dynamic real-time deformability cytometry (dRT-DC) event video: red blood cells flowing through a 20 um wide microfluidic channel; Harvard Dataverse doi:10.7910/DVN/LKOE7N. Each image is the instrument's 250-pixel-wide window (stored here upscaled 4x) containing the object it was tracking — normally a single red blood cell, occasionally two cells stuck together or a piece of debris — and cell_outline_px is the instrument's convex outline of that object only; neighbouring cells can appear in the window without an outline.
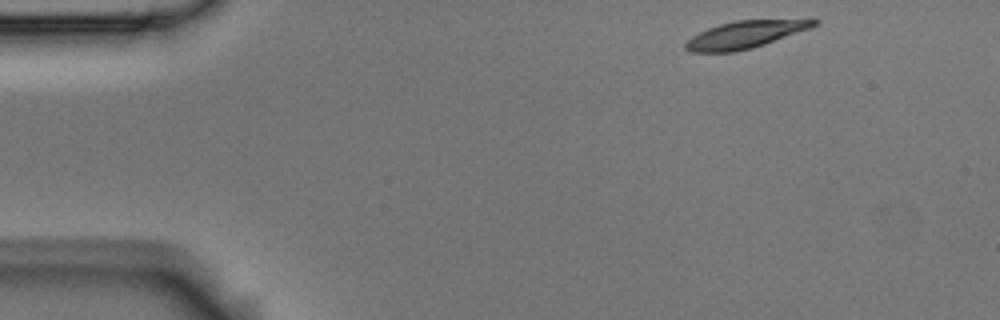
{"species": "Egyptian fruit bat (a non-hibernating species)", "species_latin": "Rousettus aegyptiacus", "temperature_condition": "room temperature", "stored_images_in_passage": 5, "camera_frame_rate_fps": 3000, "um_per_image_px": 0.085, "animal": {"sex": "male"}, "frame": {"image": 1, "passage_image": 1, "time_ms": 0.0, "image_size_px": [1000, 320], "cell_outline_px": [[820, 20], [816, 24], [808, 28], [764, 44], [752, 48], [736, 52], [692, 52], [684, 48], [684, 44], [692, 36], [708, 28], [720, 24], [736, 20], [812, 16]], "centroid_in_image_um": [63.46, 2.88], "position_along_channel_um": 21.5, "area_um2": 21.04}}
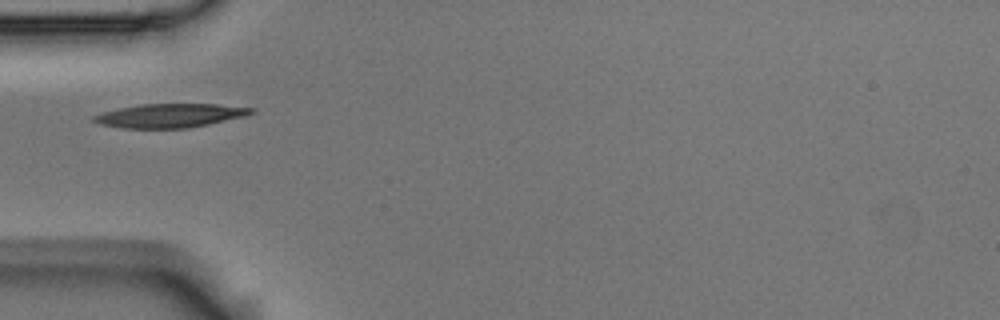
{"frame": {"image": 2, "passage_image": 4, "time_ms": 1.0, "image_size_px": [1000, 320], "cell_outline_px": [[256, 112], [248, 116], [188, 128], [124, 128], [100, 124], [92, 120], [92, 116], [104, 112], [120, 108], [140, 104], [216, 104], [256, 108]], "centroid_in_image_um": [14.52, 9.82], "position_along_channel_um": 70.5, "area_um2": 21.91}}
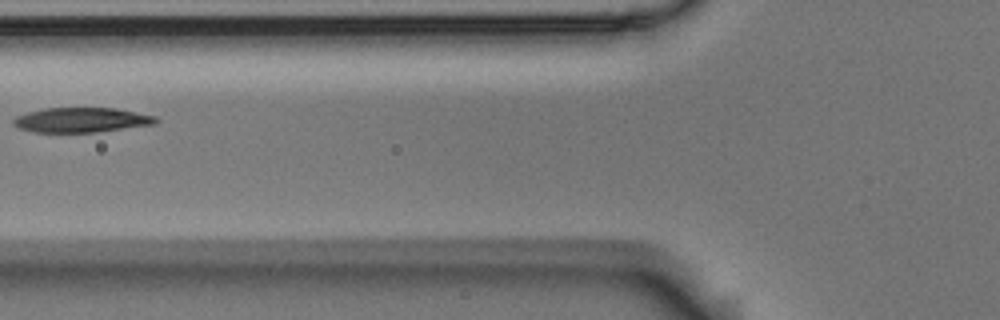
{"frame": {"image": 3, "passage_image": 5, "time_ms": 1.333, "image_size_px": [1000, 320], "cell_outline_px": [[160, 120], [156, 124], [96, 132], [32, 132], [20, 128], [12, 124], [12, 120], [16, 116], [28, 112], [44, 108], [116, 108], [156, 116]], "centroid_in_image_um": [6.93, 10.19], "position_along_channel_um": 118.9, "area_um2": 20.63}}